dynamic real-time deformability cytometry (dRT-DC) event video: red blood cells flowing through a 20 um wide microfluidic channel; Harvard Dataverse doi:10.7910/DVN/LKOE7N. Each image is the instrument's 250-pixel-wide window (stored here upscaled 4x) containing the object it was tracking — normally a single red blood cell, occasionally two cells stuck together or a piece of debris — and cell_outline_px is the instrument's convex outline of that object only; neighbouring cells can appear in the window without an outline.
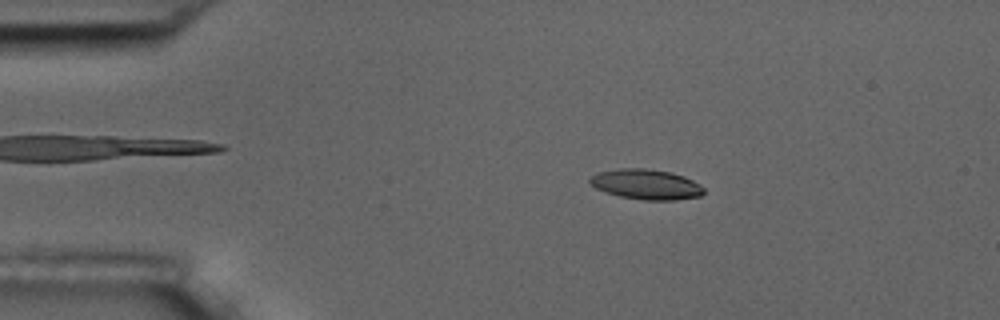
{"species": "common noctule bat (a hibernating species)", "species_latin": "Nyctalus noctula", "temperature_condition": "room temperature", "stored_images_in_passage": 50, "camera_frame_rate_fps": 3000, "um_per_image_px": 0.085, "animal": {"sex": "male", "body_mass_g": 17.5, "forearm_length_mm": 52.3}, "frame": {"image": 1, "passage_image": 5, "time_ms": 1.333, "image_size_px": [1000, 320], "cell_outline_px": [[704, 192], [700, 196], [676, 200], [644, 200], [620, 196], [596, 188], [588, 180], [596, 172], [620, 168], [644, 168], [672, 172], [684, 176], [700, 184], [704, 188]], "centroid_in_image_um": [54.94, 15.66], "position_along_channel_um": 30.1, "area_um2": 20.0}}
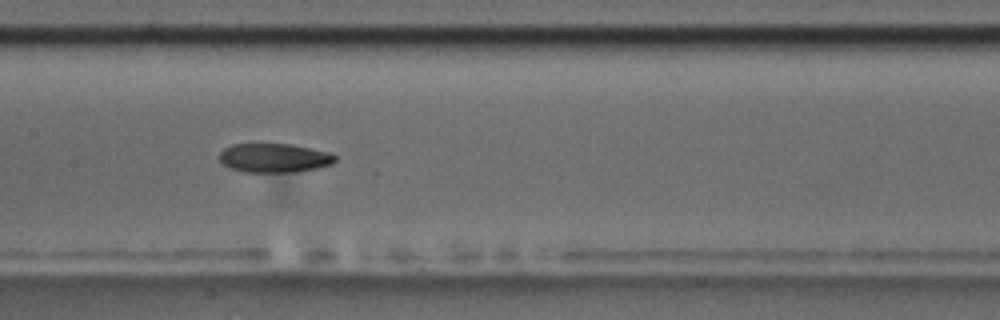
{"frame": {"image": 2, "passage_image": 22, "time_ms": 7.0, "image_size_px": [1000, 320], "cell_outline_px": [[336, 160], [332, 164], [316, 168], [292, 172], [244, 172], [228, 168], [220, 164], [220, 152], [224, 148], [232, 144], [292, 144], [328, 152], [336, 156]], "centroid_in_image_um": [23.26, 13.43], "position_along_channel_um": 184.1, "area_um2": 19.65}}
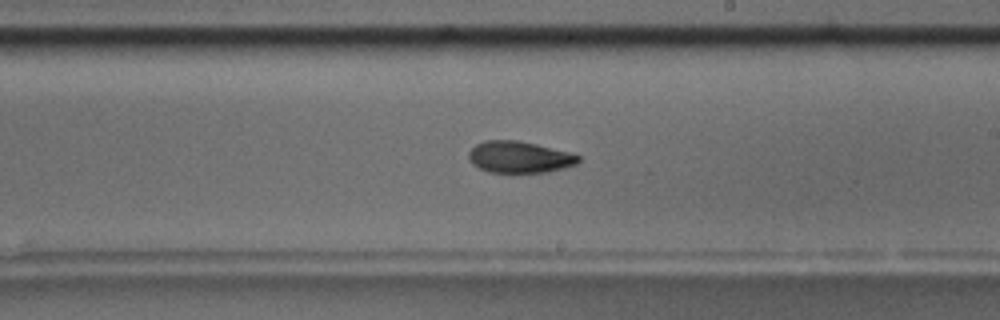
{"frame": {"image": 3, "passage_image": 27, "time_ms": 8.667, "image_size_px": [1000, 320], "cell_outline_px": [[580, 160], [576, 164], [564, 168], [548, 172], [488, 172], [472, 164], [468, 156], [468, 152], [476, 144], [484, 140], [516, 140], [536, 144], [568, 152], [580, 156]], "centroid_in_image_um": [44.13, 13.35], "position_along_channel_um": 244.9, "area_um2": 20.11}, "authors_computed_cell_mechanics": {"area_um2": 20.4034, "velocity_mm_per_s": 3.6566, "shape_relaxation_time_tau1_ms": 11.3651, "shape_relaxation_time_tau2_ms": 4.4975, "deformation_change_tau1": 0.2592, "deformation_change_tau2": 0.1048}}